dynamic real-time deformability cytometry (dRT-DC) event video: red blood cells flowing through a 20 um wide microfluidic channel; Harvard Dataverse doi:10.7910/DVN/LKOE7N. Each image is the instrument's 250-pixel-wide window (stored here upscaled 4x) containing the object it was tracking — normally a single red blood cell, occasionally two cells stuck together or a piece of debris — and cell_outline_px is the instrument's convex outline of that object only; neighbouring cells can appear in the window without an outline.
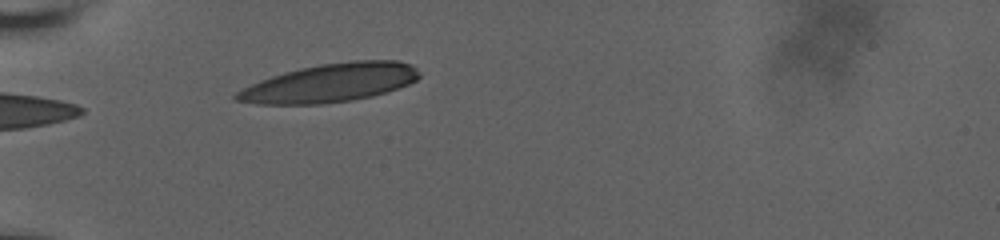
{"species": "human", "species_latin": "Homo sapiens", "temperature_condition": "room temperature", "stored_images_in_passage": 6, "camera_frame_rate_fps": 3000, "um_per_image_px": 0.085, "donor": {"sex": "male"}, "frame": {"image": 1, "passage_image": 1, "time_ms": 0.0, "image_size_px": [1000, 240], "cell_outline_px": [[420, 76], [416, 80], [408, 84], [372, 96], [352, 100], [324, 104], [256, 104], [236, 100], [232, 96], [236, 92], [260, 80], [284, 72], [300, 68], [320, 64], [352, 60], [396, 60], [412, 64], [416, 68]], "centroid_in_image_um": [28.05, 7.04], "position_along_channel_um": 56.9, "area_um2": 40.86}}
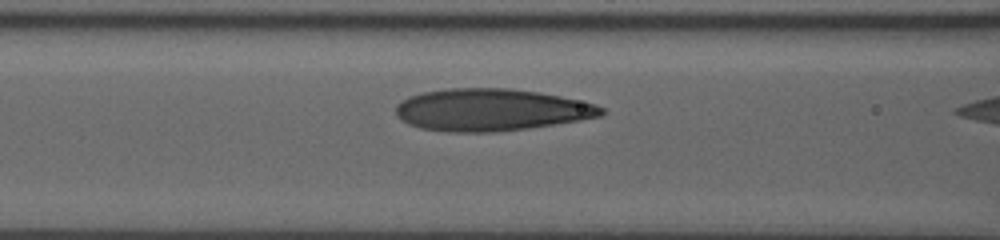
{"frame": {"image": 2, "passage_image": 4, "time_ms": 1.0, "image_size_px": [1000, 240], "cell_outline_px": [[604, 112], [600, 116], [580, 120], [528, 128], [496, 132], [448, 132], [420, 128], [408, 124], [396, 116], [396, 104], [400, 100], [408, 96], [424, 92], [448, 88], [512, 88], [560, 96], [596, 104], [604, 108]], "centroid_in_image_um": [41.7, 9.34], "position_along_channel_um": 124.9, "area_um2": 50.58}}